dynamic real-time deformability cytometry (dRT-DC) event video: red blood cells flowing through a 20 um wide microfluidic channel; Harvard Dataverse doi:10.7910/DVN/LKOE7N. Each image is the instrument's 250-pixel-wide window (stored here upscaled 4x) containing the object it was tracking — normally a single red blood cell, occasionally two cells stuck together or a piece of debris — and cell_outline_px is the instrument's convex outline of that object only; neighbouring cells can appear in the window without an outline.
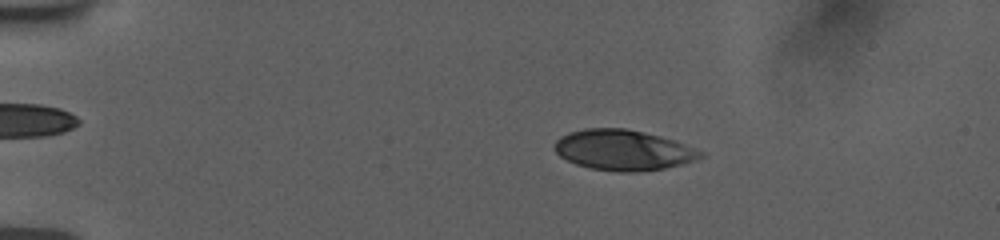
{"species": "human", "species_latin": "Homo sapiens", "temperature_condition": "room temperature", "stored_images_in_passage": 55, "camera_frame_rate_fps": 3000, "um_per_image_px": 0.085, "donor": {"sex": "female"}, "frame": {"image": 1, "passage_image": 11, "time_ms": 3.333, "image_size_px": [1000, 240], "cell_outline_px": [[704, 156], [680, 164], [664, 168], [636, 172], [620, 172], [588, 168], [576, 164], [560, 156], [552, 148], [556, 140], [560, 136], [568, 132], [584, 128], [624, 128], [644, 132], [676, 140], [704, 152]], "centroid_in_image_um": [52.93, 12.75], "position_along_channel_um": 32.1, "area_um2": 34.51}}
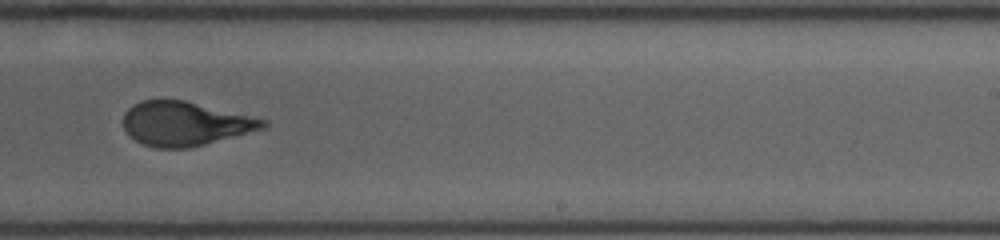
{"frame": {"image": 2, "passage_image": 36, "time_ms": 11.667, "image_size_px": [1000, 240], "cell_outline_px": [[268, 124], [264, 128], [204, 144], [188, 148], [156, 148], [144, 144], [136, 140], [124, 128], [124, 112], [132, 104], [140, 100], [160, 96], [184, 100], [268, 120]], "centroid_in_image_um": [15.67, 10.46], "position_along_channel_um": 273.3, "area_um2": 36.13}}
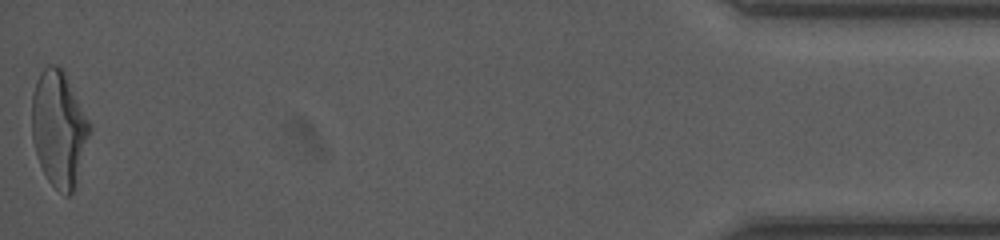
{"frame": {"image": 3, "passage_image": 55, "time_ms": 18.0, "image_size_px": [1000, 240], "cell_outline_px": [[92, 132], [72, 192], [68, 196], [64, 196], [48, 180], [36, 156], [32, 140], [32, 92], [36, 80], [40, 72], [48, 64], [60, 64], [92, 124]], "centroid_in_image_um": [5.01, 10.89], "position_along_channel_um": 430.2, "area_um2": 39.36}, "authors_computed_cell_mechanics": {"area_um2": 36.2406, "velocity_mm_per_s": 3.7745, "shape_relaxation_time_tau1_ms": 3.5414, "shape_relaxation_time_tau2_ms": 0.8791, "deformation_change_tau1": 0.2023, "deformation_change_tau2": 0.0848}}